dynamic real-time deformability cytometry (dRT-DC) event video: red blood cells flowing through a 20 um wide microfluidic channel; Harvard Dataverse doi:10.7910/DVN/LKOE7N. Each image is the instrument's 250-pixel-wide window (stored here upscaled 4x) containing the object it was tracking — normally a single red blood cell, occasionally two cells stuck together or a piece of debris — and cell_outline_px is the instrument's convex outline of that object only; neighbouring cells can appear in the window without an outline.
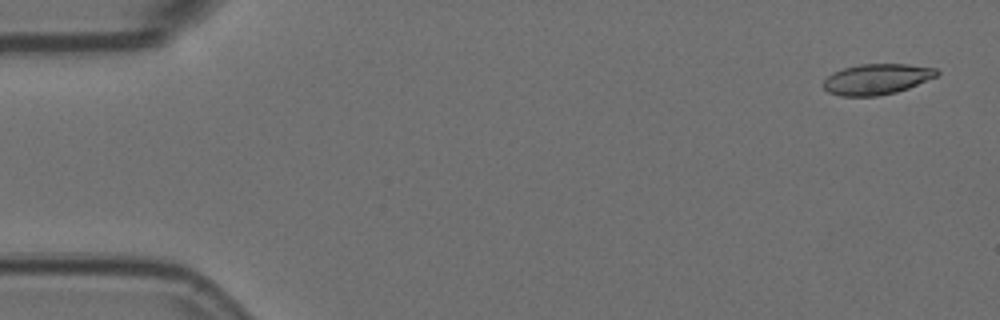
{"species": "Egyptian fruit bat (a non-hibernating species)", "species_latin": "Rousettus aegyptiacus", "temperature_condition": "room temperature", "stored_images_in_passage": 4, "camera_frame_rate_fps": 3000, "um_per_image_px": 0.085, "animal": {"sex": "female"}, "frame": {"image": 1, "passage_image": 1, "time_ms": 0.0, "image_size_px": [1000, 320], "cell_outline_px": [[940, 72], [936, 76], [908, 88], [896, 92], [876, 96], [840, 96], [828, 92], [824, 88], [824, 80], [832, 72], [844, 68], [860, 64], [908, 64], [936, 68]], "centroid_in_image_um": [74.51, 6.72], "position_along_channel_um": 10.5, "area_um2": 20.17}}
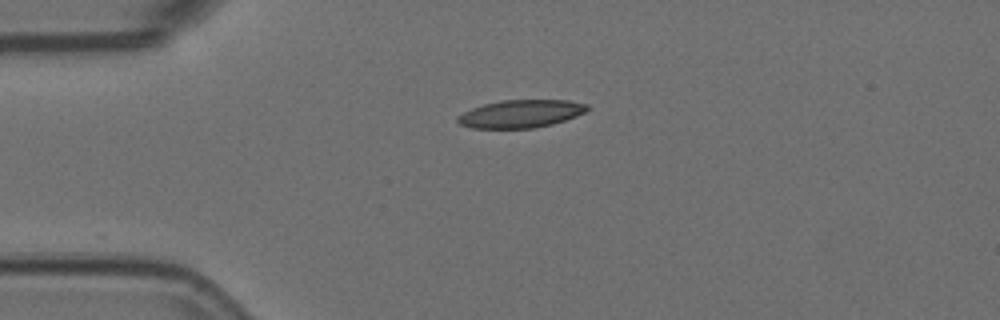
{"frame": {"image": 2, "passage_image": 4, "time_ms": 1.0, "image_size_px": [1000, 320], "cell_outline_px": [[588, 108], [584, 112], [576, 116], [552, 124], [532, 128], [472, 128], [460, 124], [456, 120], [456, 116], [472, 108], [484, 104], [500, 100], [568, 100], [588, 104]], "centroid_in_image_um": [44.24, 9.66], "position_along_channel_um": 40.8, "area_um2": 20.92}}